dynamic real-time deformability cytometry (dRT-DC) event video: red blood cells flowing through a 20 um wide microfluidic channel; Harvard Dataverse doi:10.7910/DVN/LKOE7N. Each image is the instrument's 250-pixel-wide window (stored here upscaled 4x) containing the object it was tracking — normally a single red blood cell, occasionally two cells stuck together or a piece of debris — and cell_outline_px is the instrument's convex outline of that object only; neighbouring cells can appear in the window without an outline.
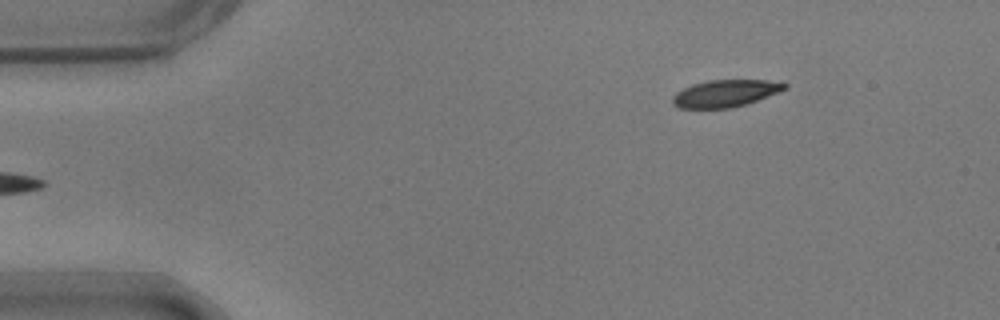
{"species": "common noctule bat (a hibernating species)", "species_latin": "Nyctalus noctula", "temperature_condition": "warm", "stored_images_in_passage": 46, "camera_frame_rate_fps": 3000, "um_per_image_px": 0.085, "animal": {"sex": "male", "body_mass_g": 17.9}, "frame": {"image": 1, "passage_image": 1, "time_ms": 0.0, "image_size_px": [1000, 320], "cell_outline_px": [[788, 88], [780, 92], [732, 108], [676, 108], [672, 104], [672, 96], [676, 92], [692, 84], [708, 80], [764, 80], [788, 84]], "centroid_in_image_um": [61.61, 7.94], "position_along_channel_um": 23.4, "area_um2": 17.69}}
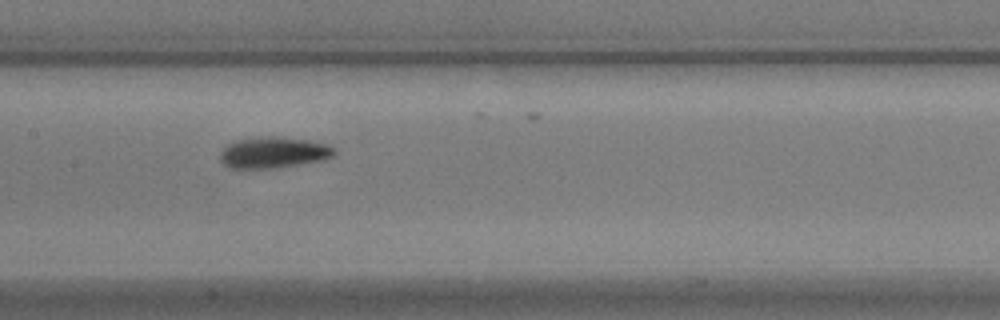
{"frame": {"image": 2, "passage_image": 20, "time_ms": 6.333, "image_size_px": [1000, 320], "cell_outline_px": [[336, 152], [332, 156], [324, 160], [276, 168], [240, 172], [228, 168], [220, 160], [220, 152], [228, 144], [236, 140], [268, 136], [276, 136], [308, 140], [324, 144], [336, 148]], "centroid_in_image_um": [23.18, 13.01], "position_along_channel_um": 184.2, "area_um2": 21.39}}
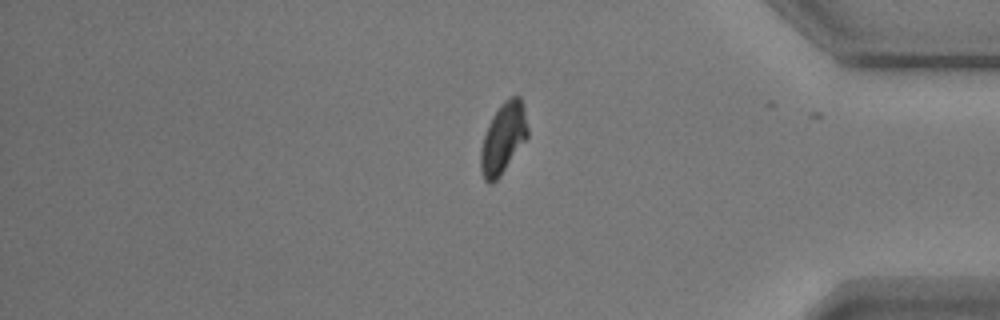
{"frame": {"image": 3, "passage_image": 39, "time_ms": 12.667, "image_size_px": [1000, 320], "cell_outline_px": [[528, 136], [500, 176], [492, 184], [488, 184], [484, 180], [480, 168], [480, 152], [484, 136], [488, 124], [492, 116], [504, 100], [512, 96], [520, 96], [524, 108], [528, 128]], "centroid_in_image_um": [42.76, 11.76], "position_along_channel_um": 392.4, "area_um2": 19.25}}